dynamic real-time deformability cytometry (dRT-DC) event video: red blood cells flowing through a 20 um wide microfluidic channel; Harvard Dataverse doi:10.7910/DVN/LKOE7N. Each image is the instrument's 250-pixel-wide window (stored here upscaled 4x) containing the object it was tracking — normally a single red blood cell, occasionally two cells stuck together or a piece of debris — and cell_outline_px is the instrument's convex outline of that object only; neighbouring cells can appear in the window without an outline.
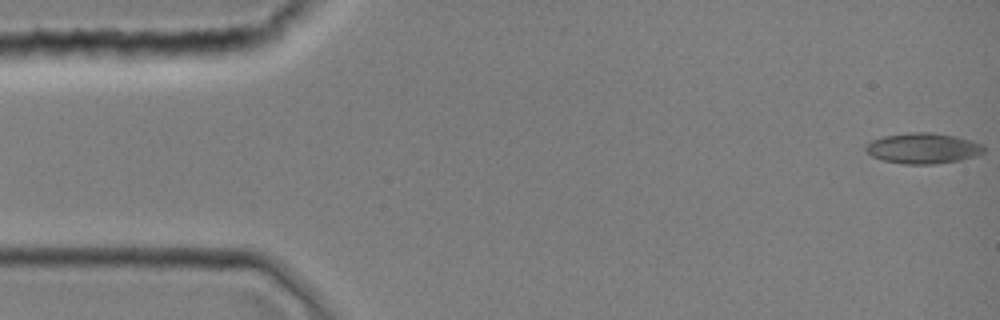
{"species": "common noctule bat (a hibernating species)", "species_latin": "Nyctalus noctula", "temperature_condition": "room temperature", "stored_images_in_passage": 44, "camera_frame_rate_fps": 3000, "um_per_image_px": 0.085, "animal": {"sex": "female", "body_mass_g": 19.0, "forearm_length_mm": 51.5}, "frame": {"image": 1, "passage_image": 1, "time_ms": 0.0, "image_size_px": [1000, 320], "cell_outline_px": [[984, 152], [976, 156], [960, 160], [936, 164], [904, 164], [884, 160], [872, 156], [864, 148], [872, 140], [884, 136], [912, 132], [932, 132], [956, 136], [972, 140], [984, 144]], "centroid_in_image_um": [78.51, 12.6], "position_along_channel_um": 6.5, "area_um2": 21.1}}
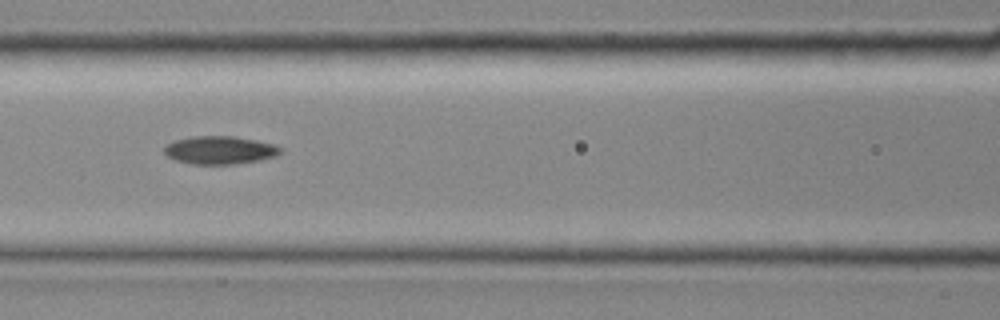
{"frame": {"image": 2, "passage_image": 19, "time_ms": 6.0, "image_size_px": [1000, 320], "cell_outline_px": [[284, 152], [276, 156], [260, 160], [232, 164], [192, 164], [176, 160], [168, 156], [164, 152], [164, 144], [172, 140], [192, 136], [236, 136], [276, 144], [284, 148]], "centroid_in_image_um": [18.71, 12.74], "position_along_channel_um": 147.9, "area_um2": 19.36}}
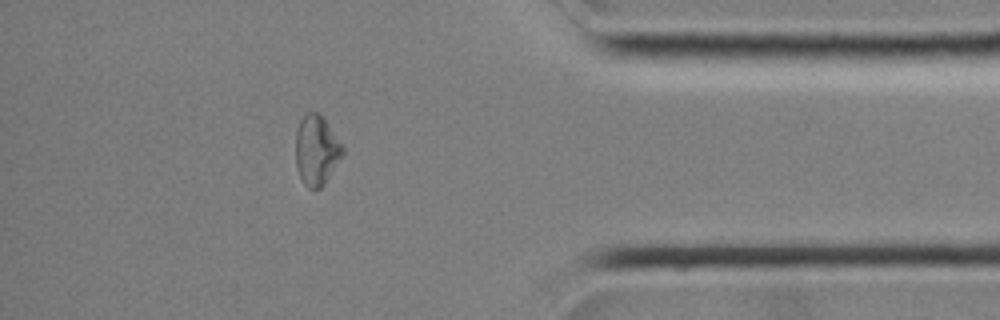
{"frame": {"image": 3, "passage_image": 38, "time_ms": 12.333, "image_size_px": [1000, 320], "cell_outline_px": [[344, 152], [324, 184], [320, 188], [308, 188], [304, 184], [296, 168], [296, 132], [300, 120], [304, 112], [316, 112], [324, 116], [344, 148]], "centroid_in_image_um": [26.89, 12.73], "position_along_channel_um": 408.3, "area_um2": 19.13}}